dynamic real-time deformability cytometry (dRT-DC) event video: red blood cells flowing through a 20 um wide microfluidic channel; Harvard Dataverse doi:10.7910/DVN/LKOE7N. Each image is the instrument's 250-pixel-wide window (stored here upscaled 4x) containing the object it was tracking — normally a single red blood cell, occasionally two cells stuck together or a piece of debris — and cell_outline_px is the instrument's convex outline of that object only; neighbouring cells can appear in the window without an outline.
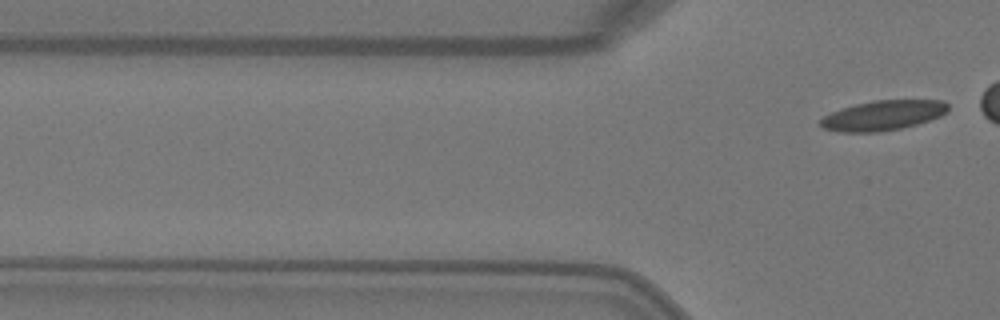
{"species": "Egyptian fruit bat (a non-hibernating species)", "species_latin": "Rousettus aegyptiacus", "temperature_condition": "warm", "stored_images_in_passage": 5, "camera_frame_rate_fps": 3000, "um_per_image_px": 0.085, "animal": {"sex": "female"}, "frame": {"image": 1, "passage_image": 5, "time_ms": 1.333, "image_size_px": [1000, 320], "cell_outline_px": [[948, 112], [940, 116], [916, 124], [900, 128], [880, 132], [840, 132], [824, 128], [816, 124], [824, 116], [832, 112], [856, 104], [876, 100], [940, 100], [948, 104]], "centroid_in_image_um": [75.04, 9.81], "position_along_channel_um": 50.8, "area_um2": 22.08}}